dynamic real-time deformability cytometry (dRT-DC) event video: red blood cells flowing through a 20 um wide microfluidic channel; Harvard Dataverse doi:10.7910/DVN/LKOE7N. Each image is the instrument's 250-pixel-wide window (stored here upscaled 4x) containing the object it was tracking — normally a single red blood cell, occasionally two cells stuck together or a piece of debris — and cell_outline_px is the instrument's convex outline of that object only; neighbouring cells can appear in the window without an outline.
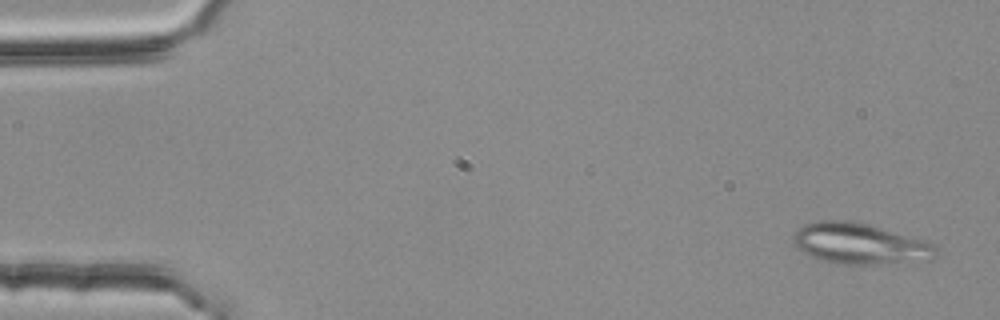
{"species": "common noctule bat (a hibernating species)", "species_latin": "Nyctalus noctula", "temperature_condition": "room temperature", "stored_images_in_passage": 53, "segment_of_instrument_passage": [1, 2], "camera_frame_rate_fps": 3000, "um_per_image_px": 0.085, "animal": {"sex": "female", "body_mass_g": 25.1}, "frame": {"image": 1, "passage_image": 3, "time_ms": 0.667, "image_size_px": [1000, 320], "cell_outline_px": [[936, 256], [932, 260], [872, 264], [836, 264], [820, 260], [796, 248], [792, 244], [792, 236], [804, 224], [816, 220], [848, 220], [868, 224], [920, 240], [932, 244], [936, 248]], "centroid_in_image_um": [73.01, 20.72], "position_along_channel_um": 12.0, "area_um2": 33.76}}